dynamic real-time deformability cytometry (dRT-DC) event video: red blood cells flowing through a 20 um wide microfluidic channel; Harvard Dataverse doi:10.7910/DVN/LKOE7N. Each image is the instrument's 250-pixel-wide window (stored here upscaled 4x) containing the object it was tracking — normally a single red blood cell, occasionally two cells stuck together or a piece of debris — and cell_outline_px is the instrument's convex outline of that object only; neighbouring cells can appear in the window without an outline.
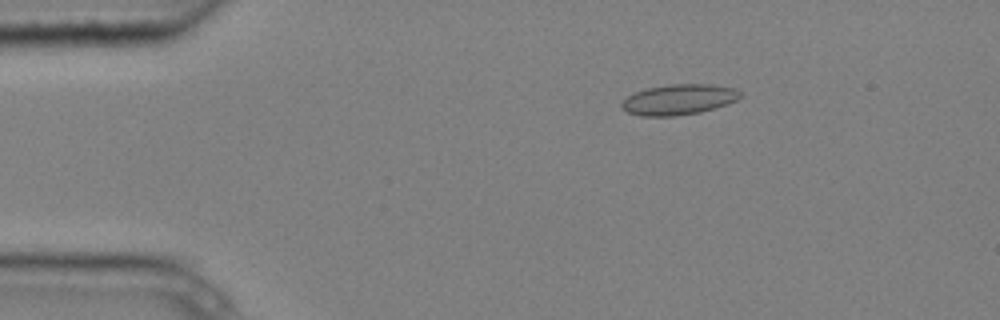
{"species": "common noctule bat (a hibernating species)", "species_latin": "Nyctalus noctula", "temperature_condition": "cold", "stored_images_in_passage": 6, "segment_of_instrument_passage": [1, 2], "camera_frame_rate_fps": 3000, "um_per_image_px": 0.085, "animal": {"sex": "male", "body_mass_g": 20.4}, "frame": {"image": 1, "passage_image": 3, "time_ms": 0.667, "image_size_px": [1000, 320], "cell_outline_px": [[740, 96], [736, 100], [728, 104], [700, 112], [676, 116], [640, 116], [628, 112], [620, 104], [628, 96], [636, 92], [648, 88], [672, 84], [708, 84], [736, 88], [740, 92]], "centroid_in_image_um": [57.71, 8.46], "position_along_channel_um": 27.3, "area_um2": 20.87}}
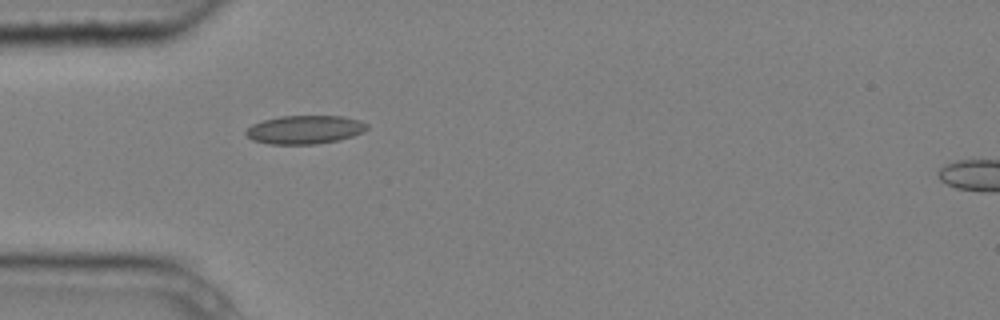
{"frame": {"image": 2, "passage_image": 5, "time_ms": 1.333, "image_size_px": [1000, 320], "cell_outline_px": [[368, 128], [364, 132], [340, 140], [316, 144], [268, 144], [252, 140], [244, 132], [252, 124], [264, 120], [280, 116], [344, 116], [360, 120], [368, 124]], "centroid_in_image_um": [25.93, 11.02], "position_along_channel_um": 59.1, "area_um2": 20.23}}